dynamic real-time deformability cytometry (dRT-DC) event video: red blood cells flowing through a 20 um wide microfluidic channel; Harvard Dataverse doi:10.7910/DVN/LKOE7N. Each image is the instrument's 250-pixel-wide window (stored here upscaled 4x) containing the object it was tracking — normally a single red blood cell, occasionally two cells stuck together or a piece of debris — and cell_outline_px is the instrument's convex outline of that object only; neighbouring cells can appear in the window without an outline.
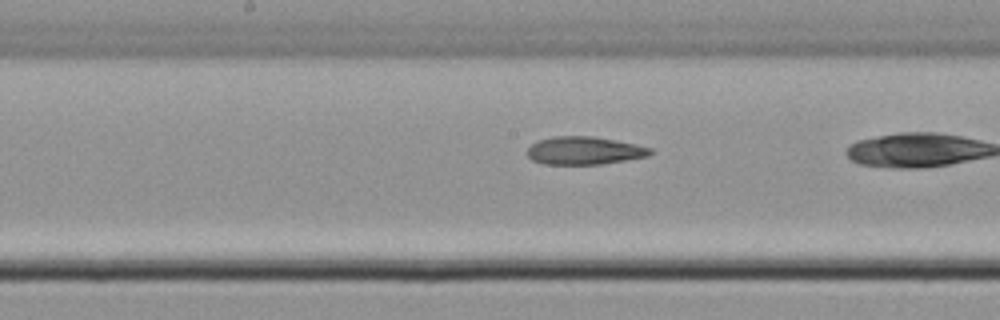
{"species": "common noctule bat (a hibernating species)", "species_latin": "Nyctalus noctula", "temperature_condition": "cold", "stored_images_in_passage": 31, "camera_frame_rate_fps": 3000, "um_per_image_px": 0.085, "animal": {"sex": "male", "body_mass_g": 21.5, "forearm_length_mm": 52.0}, "frame": {"image": 1, "passage_image": 18, "time_ms": 5.667, "image_size_px": [1000, 320], "cell_outline_px": [[652, 152], [648, 156], [600, 164], [544, 164], [532, 160], [524, 152], [536, 140], [552, 136], [592, 136], [616, 140], [636, 144], [652, 148]], "centroid_in_image_um": [49.62, 12.79], "position_along_channel_um": 198.6, "area_um2": 20.11}}